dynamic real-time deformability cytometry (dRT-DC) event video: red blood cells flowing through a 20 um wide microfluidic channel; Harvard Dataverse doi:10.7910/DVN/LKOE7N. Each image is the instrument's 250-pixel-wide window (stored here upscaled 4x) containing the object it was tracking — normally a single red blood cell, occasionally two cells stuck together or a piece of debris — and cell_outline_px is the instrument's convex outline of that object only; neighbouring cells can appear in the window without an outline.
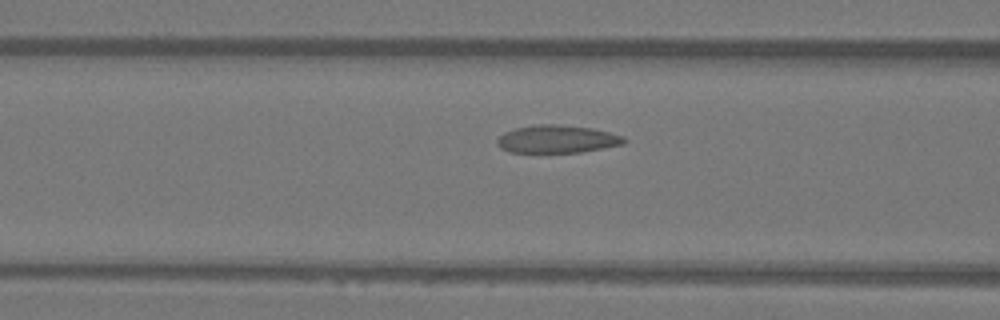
{"species": "Egyptian fruit bat (a non-hibernating species)", "species_latin": "Rousettus aegyptiacus", "temperature_condition": "warm", "stored_images_in_passage": 7, "camera_frame_rate_fps": 3000, "um_per_image_px": 0.085, "animal": {"sex": "female"}, "frame": {"image": 1, "passage_image": 5, "time_ms": 1.333, "image_size_px": [1000, 320], "cell_outline_px": [[628, 140], [624, 144], [580, 152], [508, 152], [500, 148], [496, 144], [496, 140], [504, 132], [516, 128], [536, 124], [556, 124], [592, 128], [624, 136]], "centroid_in_image_um": [47.34, 11.82], "position_along_channel_um": 119.3, "area_um2": 20.58}}